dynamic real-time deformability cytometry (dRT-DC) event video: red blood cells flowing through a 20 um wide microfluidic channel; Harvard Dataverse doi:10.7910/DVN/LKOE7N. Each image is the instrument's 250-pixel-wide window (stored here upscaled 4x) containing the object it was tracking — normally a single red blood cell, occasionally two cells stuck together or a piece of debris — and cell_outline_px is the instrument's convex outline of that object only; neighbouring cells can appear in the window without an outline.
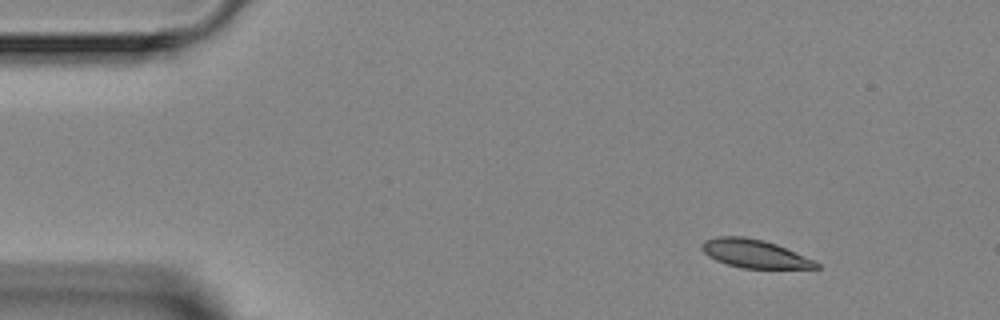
{"species": "Egyptian fruit bat (a non-hibernating species)", "species_latin": "Rousettus aegyptiacus", "temperature_condition": "room temperature", "stored_images_in_passage": 2, "camera_frame_rate_fps": 3000, "um_per_image_px": 0.085, "animal": {"sex": "female"}, "frame": {"image": 1, "passage_image": 1, "time_ms": 0.0, "image_size_px": [1000, 320], "cell_outline_px": [[820, 268], [744, 268], [728, 264], [716, 260], [708, 256], [700, 248], [700, 244], [704, 240], [716, 236], [744, 236], [764, 240], [776, 244], [816, 260], [820, 264]], "centroid_in_image_um": [64.13, 21.55], "position_along_channel_um": 20.9, "area_um2": 18.96}}